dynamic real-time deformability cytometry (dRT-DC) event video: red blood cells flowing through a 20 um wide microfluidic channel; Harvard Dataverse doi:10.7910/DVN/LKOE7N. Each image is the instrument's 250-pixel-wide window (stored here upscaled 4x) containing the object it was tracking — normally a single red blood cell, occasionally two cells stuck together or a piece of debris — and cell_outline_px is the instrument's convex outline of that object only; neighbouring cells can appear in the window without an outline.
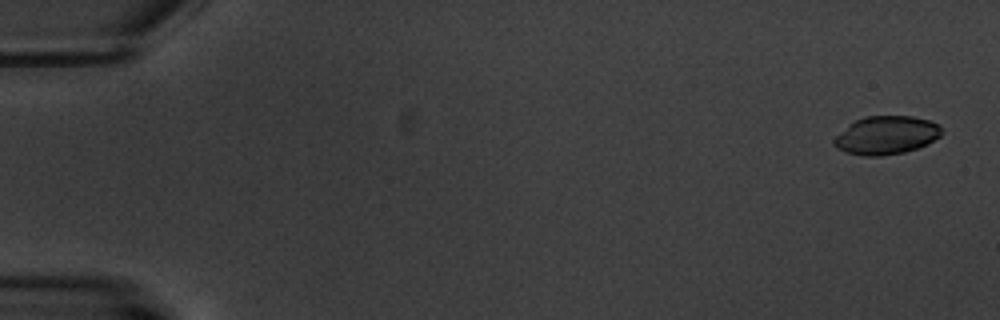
{"species": "common noctule bat (a hibernating species)", "species_latin": "Nyctalus noctula", "temperature_condition": "warm", "stored_images_in_passage": 6, "segment_of_instrument_passage": [1, 2], "camera_frame_rate_fps": 3000, "um_per_image_px": 0.085, "animal": {"sex": "male", "body_mass_g": 20.1, "forearm_length_mm": 53.5}, "frame": {"image": 1, "passage_image": 1, "time_ms": 0.0, "image_size_px": [1000, 320], "cell_outline_px": [[940, 136], [928, 144], [904, 152], [880, 156], [864, 156], [844, 152], [836, 148], [832, 144], [832, 140], [848, 124], [864, 116], [912, 116], [928, 120], [940, 124]], "centroid_in_image_um": [75.29, 11.5], "position_along_channel_um": 9.7, "area_um2": 24.1}}
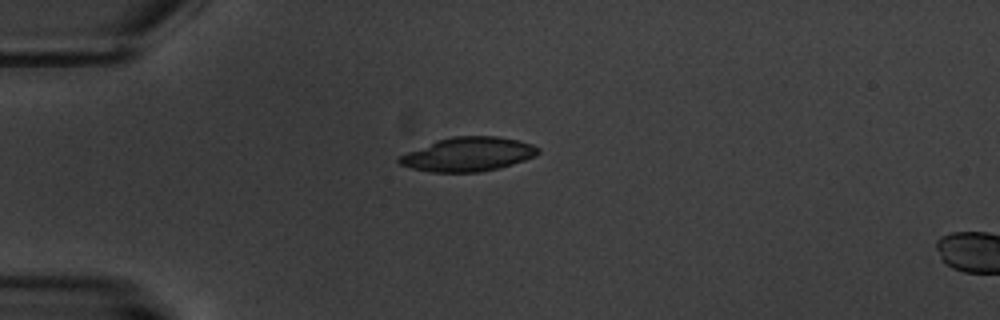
{"frame": {"image": 2, "passage_image": 5, "time_ms": 4.667, "image_size_px": [1000, 320], "cell_outline_px": [[540, 152], [536, 156], [500, 168], [480, 172], [432, 172], [412, 168], [400, 164], [396, 160], [400, 156], [408, 152], [436, 140], [452, 136], [496, 136], [516, 140], [532, 144], [540, 148]], "centroid_in_image_um": [39.81, 13.11], "position_along_channel_um": 45.2, "area_um2": 27.46}}